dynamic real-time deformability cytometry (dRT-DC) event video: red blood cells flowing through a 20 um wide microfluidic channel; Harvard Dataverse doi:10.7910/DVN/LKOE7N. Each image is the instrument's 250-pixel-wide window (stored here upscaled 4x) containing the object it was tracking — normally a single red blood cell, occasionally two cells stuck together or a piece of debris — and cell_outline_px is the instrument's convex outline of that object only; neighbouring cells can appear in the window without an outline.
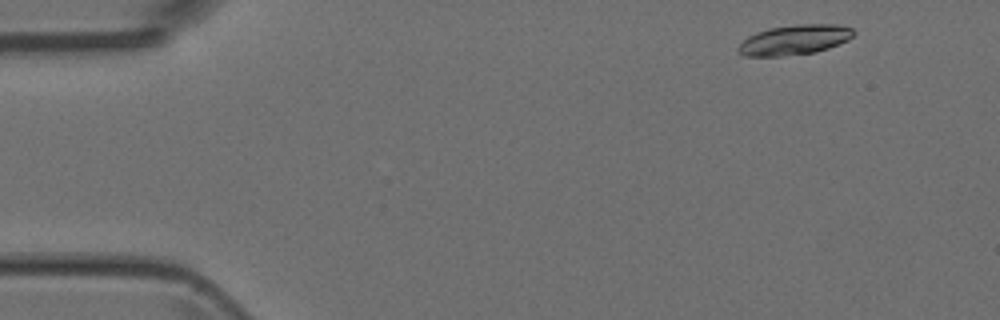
{"species": "Egyptian fruit bat (a non-hibernating species)", "species_latin": "Rousettus aegyptiacus", "temperature_condition": "room temperature", "stored_images_in_passage": 7, "camera_frame_rate_fps": 3000, "um_per_image_px": 0.085, "animal": {"sex": "female"}, "frame": {"image": 1, "passage_image": 1, "time_ms": 0.0, "image_size_px": [1000, 320], "cell_outline_px": [[856, 32], [848, 40], [828, 48], [816, 52], [780, 56], [744, 56], [736, 52], [736, 48], [748, 36], [756, 32], [768, 28], [796, 24], [836, 24], [852, 28]], "centroid_in_image_um": [67.51, 3.38], "position_along_channel_um": 17.5, "area_um2": 20.23}}
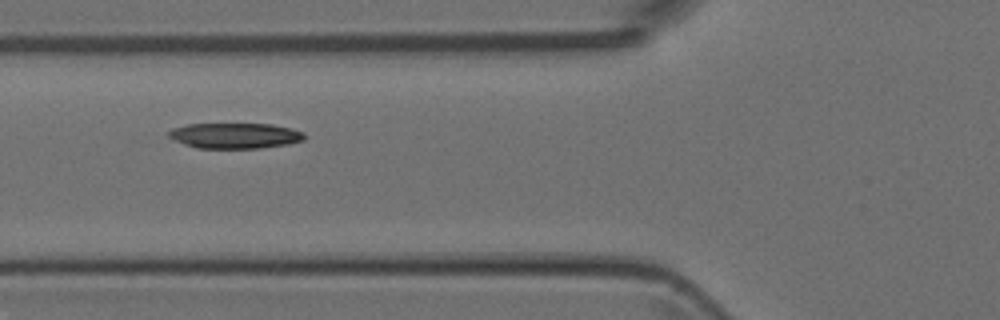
{"frame": {"image": 2, "passage_image": 5, "time_ms": 4.667, "image_size_px": [1000, 320], "cell_outline_px": [[304, 140], [288, 144], [260, 148], [196, 148], [184, 144], [168, 136], [168, 132], [172, 128], [188, 124], [272, 124], [292, 128], [304, 132]], "centroid_in_image_um": [19.99, 11.53], "position_along_channel_um": 105.8, "area_um2": 20.17}}
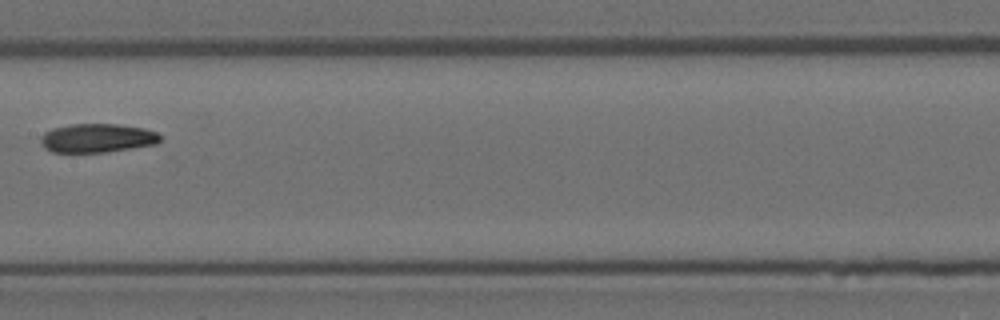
{"frame": {"image": 3, "passage_image": 7, "time_ms": 7.0, "image_size_px": [1000, 320], "cell_outline_px": [[164, 136], [156, 144], [132, 148], [104, 152], [52, 152], [44, 148], [40, 140], [40, 136], [44, 132], [52, 128], [72, 124], [120, 124], [144, 128], [156, 132]], "centroid_in_image_um": [8.27, 11.73], "position_along_channel_um": 199.1, "area_um2": 20.23}}